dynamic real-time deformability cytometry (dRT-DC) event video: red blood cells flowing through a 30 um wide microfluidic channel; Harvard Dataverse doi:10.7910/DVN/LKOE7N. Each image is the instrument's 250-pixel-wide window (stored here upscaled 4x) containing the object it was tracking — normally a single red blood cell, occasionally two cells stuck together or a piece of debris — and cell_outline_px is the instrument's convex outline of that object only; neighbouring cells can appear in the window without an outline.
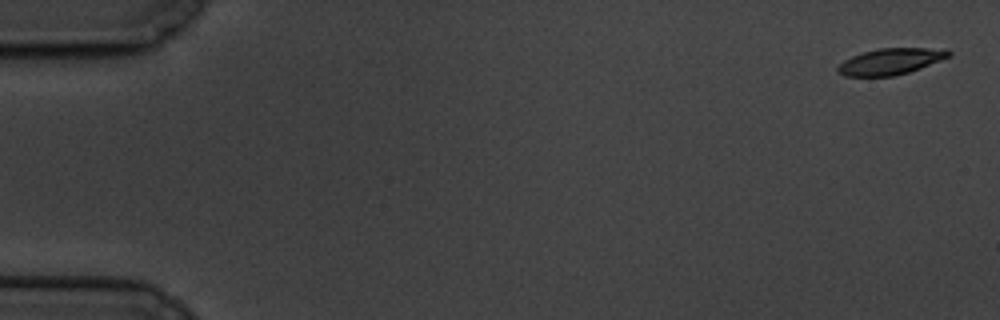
{"species": "common noctule bat (a hibernating species)", "species_latin": "Nyctalus noctula", "temperature_condition": "cold", "stored_images_in_passage": 7, "camera_frame_rate_fps": 3000, "um_per_image_px": 0.085, "animal": {"sex": "male", "body_mass_g": 19.5, "forearm_length_mm": 54.6}, "frame": {"image": 1, "passage_image": 1, "time_ms": 0.0, "image_size_px": [1000, 320], "cell_outline_px": [[952, 56], [920, 68], [908, 72], [892, 76], [844, 76], [836, 72], [836, 68], [844, 60], [852, 56], [864, 52], [880, 48], [948, 48], [952, 52]], "centroid_in_image_um": [75.73, 5.21], "position_along_channel_um": 9.3, "area_um2": 17.05}}
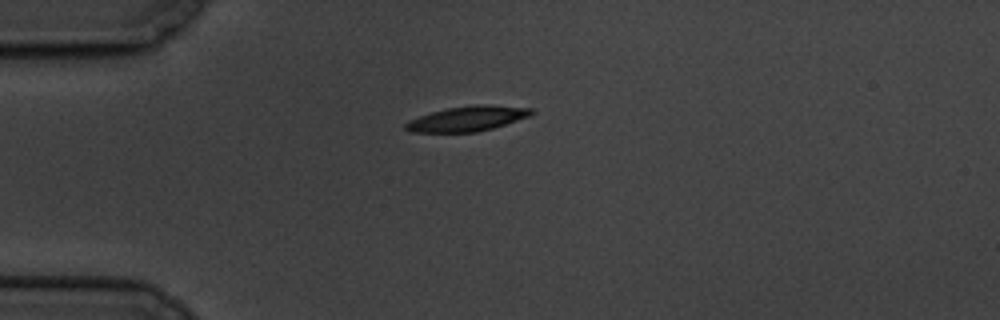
{"frame": {"image": 2, "passage_image": 5, "time_ms": 4.667, "image_size_px": [1000, 320], "cell_outline_px": [[536, 112], [528, 116], [492, 128], [476, 132], [408, 132], [404, 128], [404, 124], [408, 120], [432, 112], [448, 108], [476, 104], [492, 104], [532, 108]], "centroid_in_image_um": [39.71, 10.08], "position_along_channel_um": 45.3, "area_um2": 18.32}}
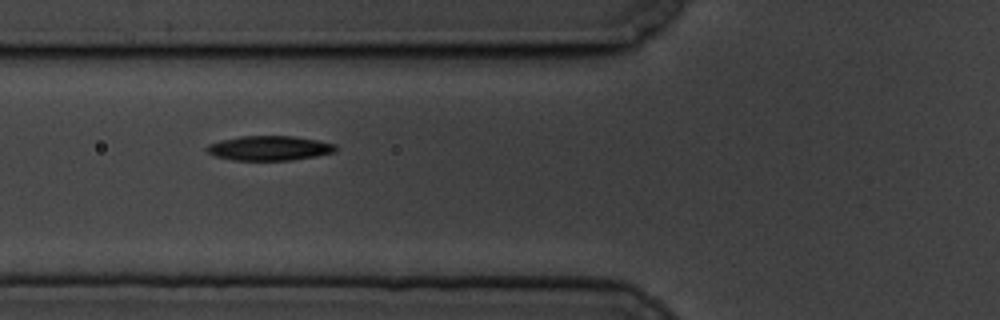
{"frame": {"image": 3, "passage_image": 7, "time_ms": 7.0, "image_size_px": [1000, 320], "cell_outline_px": [[336, 152], [316, 156], [288, 160], [236, 160], [216, 156], [208, 152], [204, 148], [208, 144], [220, 140], [240, 136], [292, 136], [316, 140], [336, 144]], "centroid_in_image_um": [22.89, 12.58], "position_along_channel_um": 102.9, "area_um2": 18.38}}